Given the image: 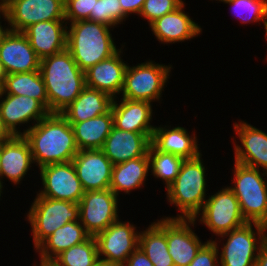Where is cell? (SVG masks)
Instances as JSON below:
<instances>
[{"label":"cell","mask_w":267,"mask_h":266,"mask_svg":"<svg viewBox=\"0 0 267 266\" xmlns=\"http://www.w3.org/2000/svg\"><path fill=\"white\" fill-rule=\"evenodd\" d=\"M141 232L138 247L143 250L153 265L174 266L173 259L168 252L167 218L151 223L148 229Z\"/></svg>","instance_id":"83f0119b"},{"label":"cell","mask_w":267,"mask_h":266,"mask_svg":"<svg viewBox=\"0 0 267 266\" xmlns=\"http://www.w3.org/2000/svg\"><path fill=\"white\" fill-rule=\"evenodd\" d=\"M9 30H10L9 28H3L0 22V43L4 38V36L9 32Z\"/></svg>","instance_id":"bcb514c9"},{"label":"cell","mask_w":267,"mask_h":266,"mask_svg":"<svg viewBox=\"0 0 267 266\" xmlns=\"http://www.w3.org/2000/svg\"><path fill=\"white\" fill-rule=\"evenodd\" d=\"M0 94L28 96L48 110V97L40 70L7 74Z\"/></svg>","instance_id":"4dcf8cb0"},{"label":"cell","mask_w":267,"mask_h":266,"mask_svg":"<svg viewBox=\"0 0 267 266\" xmlns=\"http://www.w3.org/2000/svg\"><path fill=\"white\" fill-rule=\"evenodd\" d=\"M79 204V220L86 232L95 237L119 220L118 196L109 188L85 191Z\"/></svg>","instance_id":"8fae6325"},{"label":"cell","mask_w":267,"mask_h":266,"mask_svg":"<svg viewBox=\"0 0 267 266\" xmlns=\"http://www.w3.org/2000/svg\"><path fill=\"white\" fill-rule=\"evenodd\" d=\"M135 229L129 221L117 220L110 224L95 236L98 257L115 266H122L139 246L140 232Z\"/></svg>","instance_id":"7c38bea8"},{"label":"cell","mask_w":267,"mask_h":266,"mask_svg":"<svg viewBox=\"0 0 267 266\" xmlns=\"http://www.w3.org/2000/svg\"><path fill=\"white\" fill-rule=\"evenodd\" d=\"M112 103L113 125L117 129L134 133H153L155 127L152 120V105L147 101H134L121 98Z\"/></svg>","instance_id":"cb8c5ba5"},{"label":"cell","mask_w":267,"mask_h":266,"mask_svg":"<svg viewBox=\"0 0 267 266\" xmlns=\"http://www.w3.org/2000/svg\"><path fill=\"white\" fill-rule=\"evenodd\" d=\"M43 190L39 196L78 204L84 195L72 161L54 163L39 168Z\"/></svg>","instance_id":"4fadbf2b"},{"label":"cell","mask_w":267,"mask_h":266,"mask_svg":"<svg viewBox=\"0 0 267 266\" xmlns=\"http://www.w3.org/2000/svg\"><path fill=\"white\" fill-rule=\"evenodd\" d=\"M97 0H65V21L77 22L90 20V13H94Z\"/></svg>","instance_id":"8d00e7d4"},{"label":"cell","mask_w":267,"mask_h":266,"mask_svg":"<svg viewBox=\"0 0 267 266\" xmlns=\"http://www.w3.org/2000/svg\"><path fill=\"white\" fill-rule=\"evenodd\" d=\"M39 70L46 87L49 113H61L86 87L85 72L67 49L41 59Z\"/></svg>","instance_id":"7a4b0ae2"},{"label":"cell","mask_w":267,"mask_h":266,"mask_svg":"<svg viewBox=\"0 0 267 266\" xmlns=\"http://www.w3.org/2000/svg\"><path fill=\"white\" fill-rule=\"evenodd\" d=\"M1 193H2V186L0 185V197H1Z\"/></svg>","instance_id":"681fc988"},{"label":"cell","mask_w":267,"mask_h":266,"mask_svg":"<svg viewBox=\"0 0 267 266\" xmlns=\"http://www.w3.org/2000/svg\"><path fill=\"white\" fill-rule=\"evenodd\" d=\"M32 163L34 164L30 144L23 135H14L10 140L2 143L1 179L5 176L12 183L19 184Z\"/></svg>","instance_id":"603a6c76"},{"label":"cell","mask_w":267,"mask_h":266,"mask_svg":"<svg viewBox=\"0 0 267 266\" xmlns=\"http://www.w3.org/2000/svg\"><path fill=\"white\" fill-rule=\"evenodd\" d=\"M67 28V50L85 72L93 65L114 55L116 48L110 27L90 20L70 23Z\"/></svg>","instance_id":"3957f363"},{"label":"cell","mask_w":267,"mask_h":266,"mask_svg":"<svg viewBox=\"0 0 267 266\" xmlns=\"http://www.w3.org/2000/svg\"><path fill=\"white\" fill-rule=\"evenodd\" d=\"M255 266H267V242L263 244L258 252Z\"/></svg>","instance_id":"60d3db41"},{"label":"cell","mask_w":267,"mask_h":266,"mask_svg":"<svg viewBox=\"0 0 267 266\" xmlns=\"http://www.w3.org/2000/svg\"><path fill=\"white\" fill-rule=\"evenodd\" d=\"M22 135L30 144L33 162L38 168L72 161L79 151L73 128L60 113H49Z\"/></svg>","instance_id":"6da1fadb"},{"label":"cell","mask_w":267,"mask_h":266,"mask_svg":"<svg viewBox=\"0 0 267 266\" xmlns=\"http://www.w3.org/2000/svg\"><path fill=\"white\" fill-rule=\"evenodd\" d=\"M52 20L29 26L23 33L40 59L64 51L67 48V22Z\"/></svg>","instance_id":"44dd1931"},{"label":"cell","mask_w":267,"mask_h":266,"mask_svg":"<svg viewBox=\"0 0 267 266\" xmlns=\"http://www.w3.org/2000/svg\"><path fill=\"white\" fill-rule=\"evenodd\" d=\"M198 215H202L201 223L203 222L217 236L247 223L241 213L239 201L229 187L209 196Z\"/></svg>","instance_id":"30bf717a"},{"label":"cell","mask_w":267,"mask_h":266,"mask_svg":"<svg viewBox=\"0 0 267 266\" xmlns=\"http://www.w3.org/2000/svg\"><path fill=\"white\" fill-rule=\"evenodd\" d=\"M74 131L78 150L102 149L113 125L112 110L77 123H69Z\"/></svg>","instance_id":"4316f807"},{"label":"cell","mask_w":267,"mask_h":266,"mask_svg":"<svg viewBox=\"0 0 267 266\" xmlns=\"http://www.w3.org/2000/svg\"><path fill=\"white\" fill-rule=\"evenodd\" d=\"M148 158L153 176L162 179L166 188L176 179L184 161L179 156L158 151L152 144L148 150Z\"/></svg>","instance_id":"1f68e13d"},{"label":"cell","mask_w":267,"mask_h":266,"mask_svg":"<svg viewBox=\"0 0 267 266\" xmlns=\"http://www.w3.org/2000/svg\"><path fill=\"white\" fill-rule=\"evenodd\" d=\"M89 237L80 220L72 221L54 231L36 250L40 259L53 260L63 251L84 242Z\"/></svg>","instance_id":"f546056e"},{"label":"cell","mask_w":267,"mask_h":266,"mask_svg":"<svg viewBox=\"0 0 267 266\" xmlns=\"http://www.w3.org/2000/svg\"><path fill=\"white\" fill-rule=\"evenodd\" d=\"M182 3V0H145L139 15L148 20L150 25L158 18L177 9Z\"/></svg>","instance_id":"d590c367"},{"label":"cell","mask_w":267,"mask_h":266,"mask_svg":"<svg viewBox=\"0 0 267 266\" xmlns=\"http://www.w3.org/2000/svg\"><path fill=\"white\" fill-rule=\"evenodd\" d=\"M165 218H167L168 252L174 266H188L204 245L190 227L195 225L196 220Z\"/></svg>","instance_id":"2e32d148"},{"label":"cell","mask_w":267,"mask_h":266,"mask_svg":"<svg viewBox=\"0 0 267 266\" xmlns=\"http://www.w3.org/2000/svg\"><path fill=\"white\" fill-rule=\"evenodd\" d=\"M65 0H4L0 13L10 30L24 32L29 26L43 21L65 20Z\"/></svg>","instance_id":"9c48e42d"},{"label":"cell","mask_w":267,"mask_h":266,"mask_svg":"<svg viewBox=\"0 0 267 266\" xmlns=\"http://www.w3.org/2000/svg\"><path fill=\"white\" fill-rule=\"evenodd\" d=\"M1 146H2V143H0V156H1ZM3 182L1 181V166H0V185L3 187Z\"/></svg>","instance_id":"c3c4849f"},{"label":"cell","mask_w":267,"mask_h":266,"mask_svg":"<svg viewBox=\"0 0 267 266\" xmlns=\"http://www.w3.org/2000/svg\"><path fill=\"white\" fill-rule=\"evenodd\" d=\"M233 126L243 146L234 145L235 162L267 172V134L244 121Z\"/></svg>","instance_id":"ffe728a7"},{"label":"cell","mask_w":267,"mask_h":266,"mask_svg":"<svg viewBox=\"0 0 267 266\" xmlns=\"http://www.w3.org/2000/svg\"><path fill=\"white\" fill-rule=\"evenodd\" d=\"M98 258L96 239L90 236L84 242L60 253L53 261L58 266H93Z\"/></svg>","instance_id":"d6a6232c"},{"label":"cell","mask_w":267,"mask_h":266,"mask_svg":"<svg viewBox=\"0 0 267 266\" xmlns=\"http://www.w3.org/2000/svg\"><path fill=\"white\" fill-rule=\"evenodd\" d=\"M222 2L232 6L242 23L264 22L267 15V0H224Z\"/></svg>","instance_id":"836d02e7"},{"label":"cell","mask_w":267,"mask_h":266,"mask_svg":"<svg viewBox=\"0 0 267 266\" xmlns=\"http://www.w3.org/2000/svg\"><path fill=\"white\" fill-rule=\"evenodd\" d=\"M41 59L23 32L9 30L0 43V62L7 74L39 71Z\"/></svg>","instance_id":"9a60e30c"},{"label":"cell","mask_w":267,"mask_h":266,"mask_svg":"<svg viewBox=\"0 0 267 266\" xmlns=\"http://www.w3.org/2000/svg\"><path fill=\"white\" fill-rule=\"evenodd\" d=\"M37 266V265H35ZM40 266H58L53 260L40 259Z\"/></svg>","instance_id":"f6af8a7d"},{"label":"cell","mask_w":267,"mask_h":266,"mask_svg":"<svg viewBox=\"0 0 267 266\" xmlns=\"http://www.w3.org/2000/svg\"><path fill=\"white\" fill-rule=\"evenodd\" d=\"M234 186L229 188L239 201L240 210L247 222H257L267 227V172H260L235 162ZM263 176V177H262Z\"/></svg>","instance_id":"5b68a950"},{"label":"cell","mask_w":267,"mask_h":266,"mask_svg":"<svg viewBox=\"0 0 267 266\" xmlns=\"http://www.w3.org/2000/svg\"><path fill=\"white\" fill-rule=\"evenodd\" d=\"M172 66L146 61L136 66L127 65L122 98L134 101H159Z\"/></svg>","instance_id":"ba28073f"},{"label":"cell","mask_w":267,"mask_h":266,"mask_svg":"<svg viewBox=\"0 0 267 266\" xmlns=\"http://www.w3.org/2000/svg\"><path fill=\"white\" fill-rule=\"evenodd\" d=\"M113 98L96 89L85 87L76 99L60 114L69 122H82L108 113Z\"/></svg>","instance_id":"484cf974"},{"label":"cell","mask_w":267,"mask_h":266,"mask_svg":"<svg viewBox=\"0 0 267 266\" xmlns=\"http://www.w3.org/2000/svg\"><path fill=\"white\" fill-rule=\"evenodd\" d=\"M184 7L183 2L177 9L150 24L151 31L159 42H183L198 36L202 32V28L183 11Z\"/></svg>","instance_id":"7402d4cb"},{"label":"cell","mask_w":267,"mask_h":266,"mask_svg":"<svg viewBox=\"0 0 267 266\" xmlns=\"http://www.w3.org/2000/svg\"><path fill=\"white\" fill-rule=\"evenodd\" d=\"M13 136L0 116V143L10 140Z\"/></svg>","instance_id":"b9f144b4"},{"label":"cell","mask_w":267,"mask_h":266,"mask_svg":"<svg viewBox=\"0 0 267 266\" xmlns=\"http://www.w3.org/2000/svg\"><path fill=\"white\" fill-rule=\"evenodd\" d=\"M218 248L216 240L204 242V245L188 266H220L218 260Z\"/></svg>","instance_id":"74e56055"},{"label":"cell","mask_w":267,"mask_h":266,"mask_svg":"<svg viewBox=\"0 0 267 266\" xmlns=\"http://www.w3.org/2000/svg\"><path fill=\"white\" fill-rule=\"evenodd\" d=\"M93 266H115L113 264H110L106 260L98 258L96 262L93 264Z\"/></svg>","instance_id":"ee69618b"},{"label":"cell","mask_w":267,"mask_h":266,"mask_svg":"<svg viewBox=\"0 0 267 266\" xmlns=\"http://www.w3.org/2000/svg\"><path fill=\"white\" fill-rule=\"evenodd\" d=\"M196 134L189 135L184 127H155L151 144L160 152L171 153L185 159L198 157L201 152Z\"/></svg>","instance_id":"d4e9b609"},{"label":"cell","mask_w":267,"mask_h":266,"mask_svg":"<svg viewBox=\"0 0 267 266\" xmlns=\"http://www.w3.org/2000/svg\"><path fill=\"white\" fill-rule=\"evenodd\" d=\"M201 156L185 159L176 179L166 188L168 202L175 204L181 211V215L174 218L197 220V214L203 208L207 190L206 169Z\"/></svg>","instance_id":"277c9868"},{"label":"cell","mask_w":267,"mask_h":266,"mask_svg":"<svg viewBox=\"0 0 267 266\" xmlns=\"http://www.w3.org/2000/svg\"><path fill=\"white\" fill-rule=\"evenodd\" d=\"M153 133H134L112 127L102 151L113 165L146 156Z\"/></svg>","instance_id":"e0dca14e"},{"label":"cell","mask_w":267,"mask_h":266,"mask_svg":"<svg viewBox=\"0 0 267 266\" xmlns=\"http://www.w3.org/2000/svg\"><path fill=\"white\" fill-rule=\"evenodd\" d=\"M90 21L116 27L122 23V7L119 0H97L94 13H90Z\"/></svg>","instance_id":"e575fe53"},{"label":"cell","mask_w":267,"mask_h":266,"mask_svg":"<svg viewBox=\"0 0 267 266\" xmlns=\"http://www.w3.org/2000/svg\"><path fill=\"white\" fill-rule=\"evenodd\" d=\"M145 0H119L122 7V22L132 13L140 14Z\"/></svg>","instance_id":"ab89813d"},{"label":"cell","mask_w":267,"mask_h":266,"mask_svg":"<svg viewBox=\"0 0 267 266\" xmlns=\"http://www.w3.org/2000/svg\"><path fill=\"white\" fill-rule=\"evenodd\" d=\"M37 249L54 231L66 223L79 221V204L37 194L27 215Z\"/></svg>","instance_id":"8992f818"},{"label":"cell","mask_w":267,"mask_h":266,"mask_svg":"<svg viewBox=\"0 0 267 266\" xmlns=\"http://www.w3.org/2000/svg\"><path fill=\"white\" fill-rule=\"evenodd\" d=\"M5 77H6V73L3 69L2 63L0 62V91L2 90Z\"/></svg>","instance_id":"7bdbcfd3"},{"label":"cell","mask_w":267,"mask_h":266,"mask_svg":"<svg viewBox=\"0 0 267 266\" xmlns=\"http://www.w3.org/2000/svg\"><path fill=\"white\" fill-rule=\"evenodd\" d=\"M5 96V98H2ZM0 116L13 135H22L17 125L34 121L35 125L49 114L36 99L14 94H0Z\"/></svg>","instance_id":"ac0fdd59"},{"label":"cell","mask_w":267,"mask_h":266,"mask_svg":"<svg viewBox=\"0 0 267 266\" xmlns=\"http://www.w3.org/2000/svg\"><path fill=\"white\" fill-rule=\"evenodd\" d=\"M122 266H154L141 248H137Z\"/></svg>","instance_id":"f35d334b"},{"label":"cell","mask_w":267,"mask_h":266,"mask_svg":"<svg viewBox=\"0 0 267 266\" xmlns=\"http://www.w3.org/2000/svg\"><path fill=\"white\" fill-rule=\"evenodd\" d=\"M121 50L85 71L86 87L104 92L113 99L121 93L127 68L120 56L123 53Z\"/></svg>","instance_id":"d6986e66"},{"label":"cell","mask_w":267,"mask_h":266,"mask_svg":"<svg viewBox=\"0 0 267 266\" xmlns=\"http://www.w3.org/2000/svg\"><path fill=\"white\" fill-rule=\"evenodd\" d=\"M149 170L148 154L115 164L112 168L110 189L117 196H119L120 191L129 194L131 190L143 186Z\"/></svg>","instance_id":"f1b7e54d"},{"label":"cell","mask_w":267,"mask_h":266,"mask_svg":"<svg viewBox=\"0 0 267 266\" xmlns=\"http://www.w3.org/2000/svg\"><path fill=\"white\" fill-rule=\"evenodd\" d=\"M72 163L84 191L110 188L113 164L101 149L79 150Z\"/></svg>","instance_id":"5bb4252c"},{"label":"cell","mask_w":267,"mask_h":266,"mask_svg":"<svg viewBox=\"0 0 267 266\" xmlns=\"http://www.w3.org/2000/svg\"><path fill=\"white\" fill-rule=\"evenodd\" d=\"M253 226L256 232L253 230ZM266 231V225L247 222L243 226L221 235L222 238L225 236L228 238L227 242L223 243L219 264L221 266H255L258 252L267 242Z\"/></svg>","instance_id":"52a82bcc"},{"label":"cell","mask_w":267,"mask_h":266,"mask_svg":"<svg viewBox=\"0 0 267 266\" xmlns=\"http://www.w3.org/2000/svg\"><path fill=\"white\" fill-rule=\"evenodd\" d=\"M263 24H264L263 27H265V33H266L265 35H266V40H267V15H266V18H265Z\"/></svg>","instance_id":"7dc6e473"}]
</instances>
